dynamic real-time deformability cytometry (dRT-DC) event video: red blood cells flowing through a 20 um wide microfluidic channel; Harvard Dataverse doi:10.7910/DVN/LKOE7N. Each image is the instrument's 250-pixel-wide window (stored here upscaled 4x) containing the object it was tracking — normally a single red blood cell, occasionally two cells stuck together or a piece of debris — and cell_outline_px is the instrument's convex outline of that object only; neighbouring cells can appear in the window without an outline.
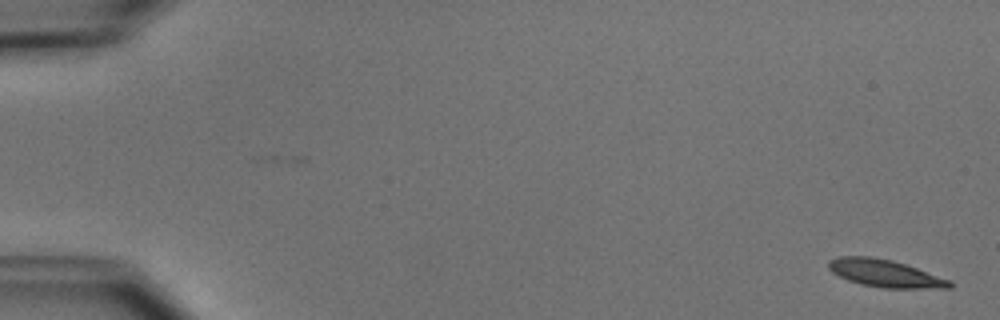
{"species": "common noctule bat (a hibernating species)", "species_latin": "Nyctalus noctula", "temperature_condition": "cold", "stored_images_in_passage": 5, "camera_frame_rate_fps": 3000, "um_per_image_px": 0.085, "animal": {"sex": "male", "body_mass_g": 15.6}, "frame": {"image": 1, "passage_image": 1, "time_ms": 0.0, "image_size_px": [1000, 320], "cell_outline_px": [[952, 288], [884, 288], [860, 284], [848, 280], [832, 272], [828, 268], [828, 260], [840, 256], [872, 256], [892, 260], [952, 280]], "centroid_in_image_um": [75.22, 23.23], "position_along_channel_um": 9.8, "area_um2": 19.36}}
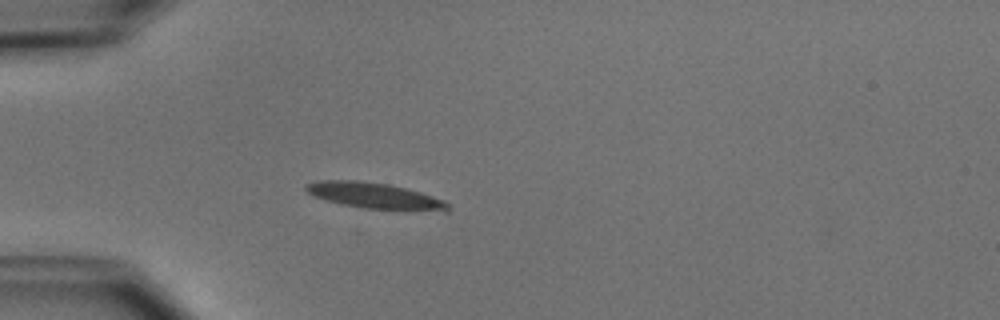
{"frame": {"image": 2, "passage_image": 5, "time_ms": 4.667, "image_size_px": [1000, 320], "cell_outline_px": [[452, 208], [448, 212], [444, 212], [364, 208], [344, 204], [328, 200], [316, 196], [308, 192], [304, 188], [304, 184], [320, 180], [356, 180], [388, 184], [420, 192], [444, 200]], "centroid_in_image_um": [31.92, 16.64], "position_along_channel_um": 53.1, "area_um2": 21.39}}